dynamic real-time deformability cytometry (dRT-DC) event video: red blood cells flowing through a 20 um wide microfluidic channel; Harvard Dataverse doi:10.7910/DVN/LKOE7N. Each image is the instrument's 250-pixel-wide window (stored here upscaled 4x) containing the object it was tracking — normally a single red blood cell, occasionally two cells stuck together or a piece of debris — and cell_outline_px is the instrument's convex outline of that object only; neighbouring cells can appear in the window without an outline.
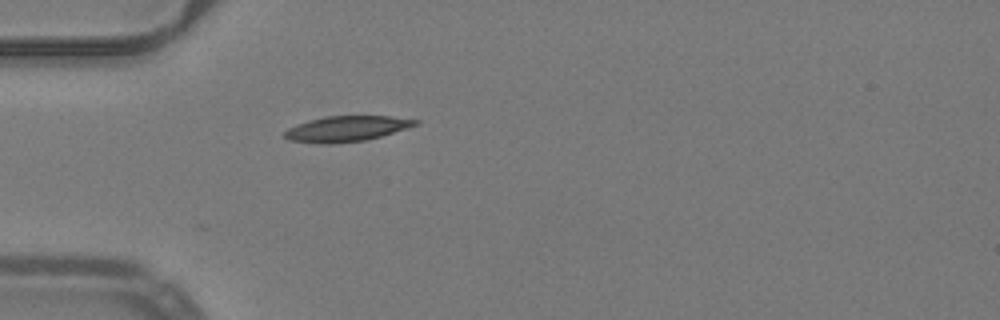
{"species": "common noctule bat (a hibernating species)", "species_latin": "Nyctalus noctula", "temperature_condition": "warm", "stored_images_in_passage": 35, "camera_frame_rate_fps": 3000, "um_per_image_px": 0.085, "animal": {"sex": "male", "body_mass_g": 19.2, "forearm_length_mm": 51.8}, "frame": {"image": 1, "passage_image": 1, "time_ms": 0.0, "image_size_px": [1000, 320], "cell_outline_px": [[420, 124], [408, 128], [380, 136], [364, 140], [332, 144], [328, 144], [288, 140], [284, 136], [284, 132], [288, 128], [296, 124], [308, 120], [324, 116], [392, 116], [420, 120]], "centroid_in_image_um": [29.47, 10.93], "position_along_channel_um": 55.5, "area_um2": 19.48}}
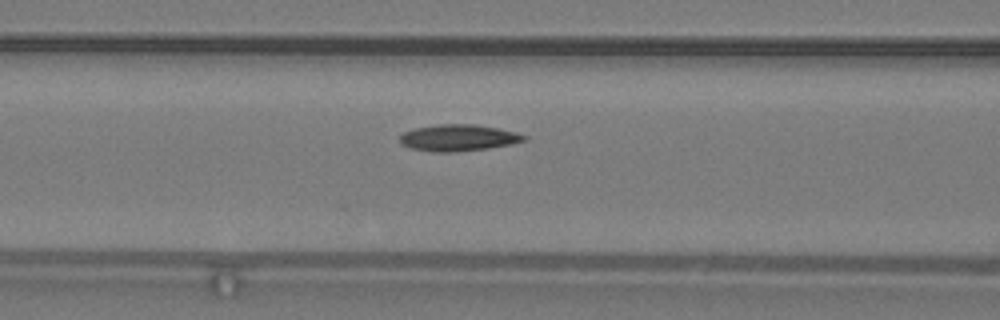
{"frame": {"image": 2, "passage_image": 7, "time_ms": 2.0, "image_size_px": [1000, 320], "cell_outline_px": [[528, 140], [512, 144], [488, 148], [456, 152], [432, 152], [412, 148], [404, 144], [400, 140], [400, 136], [404, 132], [416, 128], [440, 124], [476, 124], [516, 132], [528, 136]], "centroid_in_image_um": [39.02, 11.71], "position_along_channel_um": 127.6, "area_um2": 19.13}}
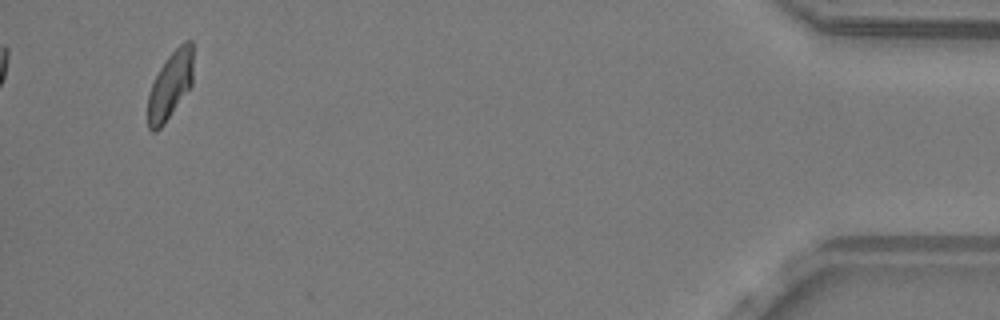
{"frame": {"image": 3, "passage_image": 35, "time_ms": 11.333, "image_size_px": [1000, 320], "cell_outline_px": [[192, 84], [164, 124], [156, 132], [152, 132], [148, 128], [148, 92], [160, 68], [168, 56], [184, 40], [192, 40]], "centroid_in_image_um": [14.46, 7.26], "position_along_channel_um": 420.7, "area_um2": 17.63}, "authors_computed_cell_mechanics": {"area_um2": 18.496, "velocity_mm_per_s": 3.9873, "shape_relaxation_time_tau1_ms": 6.8582, "shape_relaxation_time_tau2_ms": null, "deformation_change_tau1": 0.1858, "deformation_change_tau2": null}}